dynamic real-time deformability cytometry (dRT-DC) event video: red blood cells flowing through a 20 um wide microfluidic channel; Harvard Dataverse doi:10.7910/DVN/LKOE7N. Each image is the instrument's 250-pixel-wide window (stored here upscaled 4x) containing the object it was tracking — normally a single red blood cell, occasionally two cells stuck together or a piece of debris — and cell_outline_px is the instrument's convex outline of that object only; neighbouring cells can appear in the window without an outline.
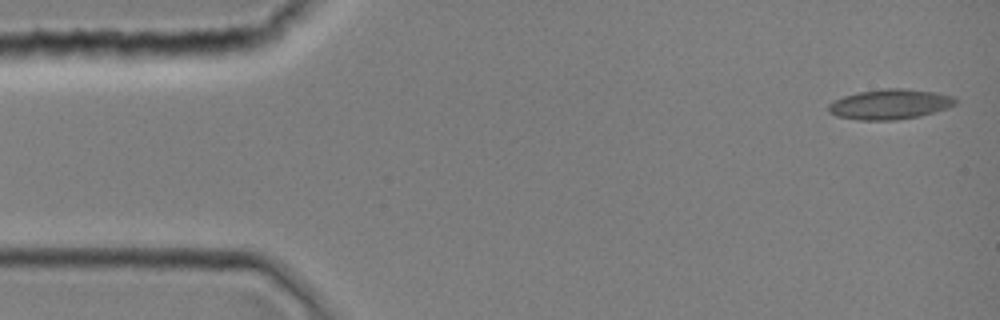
{"species": "common noctule bat (a hibernating species)", "species_latin": "Nyctalus noctula", "temperature_condition": "room temperature", "stored_images_in_passage": 1, "camera_frame_rate_fps": 3000, "um_per_image_px": 0.085, "animal": {"sex": "female", "body_mass_g": 19.0, "forearm_length_mm": 51.5}, "frame": {"image": 1, "passage_image": 1, "time_ms": 0.0, "image_size_px": [1000, 320], "cell_outline_px": [[956, 104], [948, 108], [920, 116], [896, 120], [860, 120], [836, 116], [828, 112], [828, 104], [832, 100], [844, 96], [860, 92], [884, 88], [904, 88], [936, 92], [952, 96], [956, 100]], "centroid_in_image_um": [75.63, 8.86], "position_along_channel_um": 9.4, "area_um2": 22.37}}